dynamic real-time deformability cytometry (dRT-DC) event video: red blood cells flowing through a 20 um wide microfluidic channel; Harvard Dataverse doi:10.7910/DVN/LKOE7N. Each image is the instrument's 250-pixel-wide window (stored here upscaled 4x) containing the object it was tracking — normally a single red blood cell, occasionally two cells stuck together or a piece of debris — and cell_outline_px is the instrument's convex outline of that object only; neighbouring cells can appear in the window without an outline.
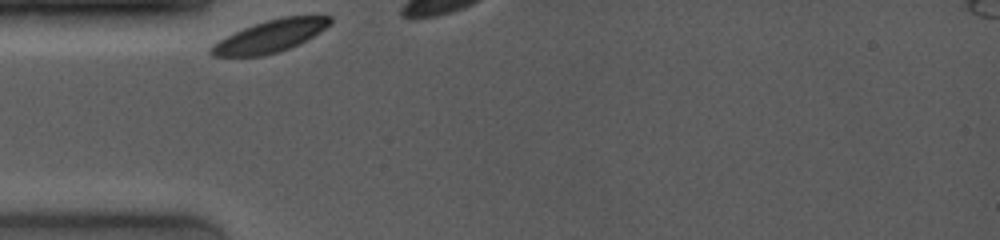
{"species": "common noctule bat (a hibernating species)", "species_latin": "Nyctalus noctula", "temperature_condition": "room temperature", "stored_images_in_passage": 5, "camera_frame_rate_fps": 4000, "um_per_image_px": 0.085, "animal": {"sex": "female", "body_mass_g": 19.0, "forearm_length_mm": 53.3}, "frame": {"image": 1, "passage_image": 1, "time_ms": 0.0, "image_size_px": [1000, 240], "cell_outline_px": [[332, 20], [320, 32], [288, 48], [264, 56], [212, 56], [208, 52], [208, 48], [220, 40], [244, 28], [280, 16], [332, 16]], "centroid_in_image_um": [22.93, 3.08], "position_along_channel_um": 62.1, "area_um2": 21.68}}